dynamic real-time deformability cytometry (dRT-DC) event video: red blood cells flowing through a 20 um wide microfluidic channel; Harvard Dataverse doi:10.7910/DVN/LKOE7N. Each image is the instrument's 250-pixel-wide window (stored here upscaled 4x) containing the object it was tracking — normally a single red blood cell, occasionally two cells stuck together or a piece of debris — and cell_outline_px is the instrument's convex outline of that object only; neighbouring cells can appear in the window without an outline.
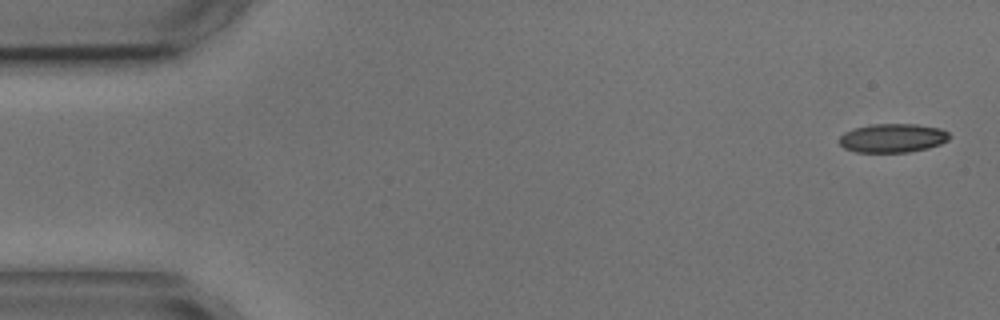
{"species": "common noctule bat (a hibernating species)", "species_latin": "Nyctalus noctula", "temperature_condition": "cold", "stored_images_in_passage": 5, "camera_frame_rate_fps": 3000, "um_per_image_px": 0.085, "animal": {"sex": "male", "body_mass_g": 17.9, "forearm_length_mm": 54.2}, "frame": {"image": 1, "passage_image": 1, "time_ms": 0.0, "image_size_px": [1000, 320], "cell_outline_px": [[952, 136], [948, 140], [940, 144], [928, 148], [908, 152], [856, 152], [844, 148], [840, 144], [840, 136], [844, 132], [856, 128], [872, 124], [916, 124], [940, 128], [948, 132]], "centroid_in_image_um": [75.9, 11.73], "position_along_channel_um": 9.1, "area_um2": 18.5}}
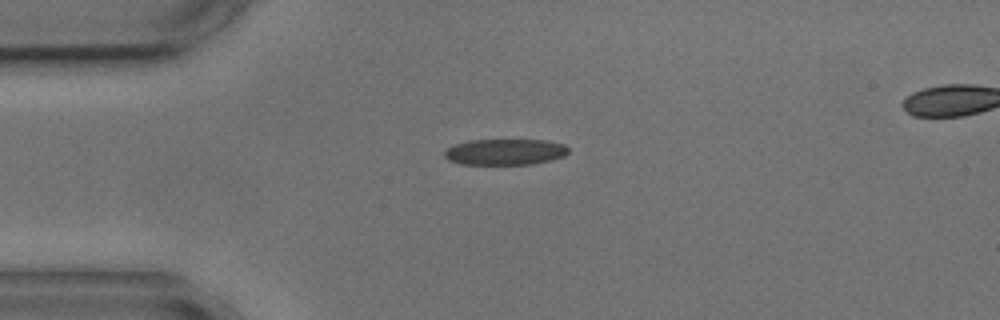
{"frame": {"image": 2, "passage_image": 4, "time_ms": 3.667, "image_size_px": [1000, 320], "cell_outline_px": [[568, 152], [564, 156], [552, 160], [532, 164], [460, 164], [448, 160], [444, 156], [444, 152], [448, 148], [456, 144], [468, 140], [544, 140], [564, 144], [568, 148]], "centroid_in_image_um": [42.93, 12.91], "position_along_channel_um": 42.1, "area_um2": 18.79}}